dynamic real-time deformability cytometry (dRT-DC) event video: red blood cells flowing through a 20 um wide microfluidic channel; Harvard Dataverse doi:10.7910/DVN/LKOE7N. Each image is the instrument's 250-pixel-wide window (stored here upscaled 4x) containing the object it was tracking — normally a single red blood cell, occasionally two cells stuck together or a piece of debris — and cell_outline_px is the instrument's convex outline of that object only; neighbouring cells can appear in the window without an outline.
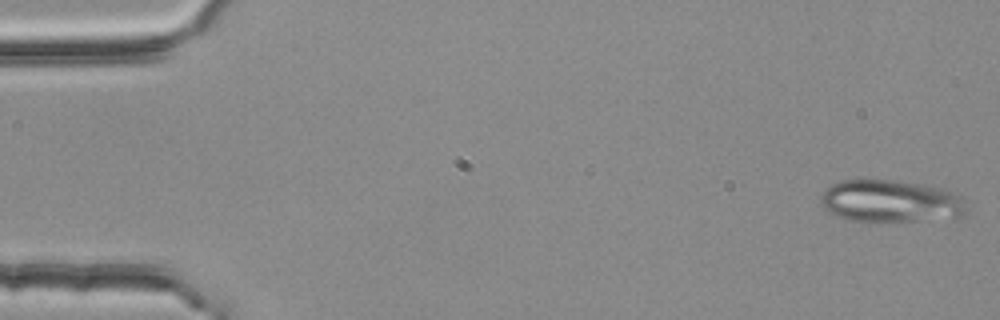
{"species": "common noctule bat (a hibernating species)", "species_latin": "Nyctalus noctula", "temperature_condition": "room temperature", "stored_images_in_passage": 4, "camera_frame_rate_fps": 3000, "um_per_image_px": 0.085, "animal": {"sex": "female", "body_mass_g": 25.1}, "frame": {"image": 1, "passage_image": 1, "time_ms": 0.0, "image_size_px": [1000, 320], "cell_outline_px": [[964, 212], [960, 216], [916, 220], [852, 220], [828, 212], [820, 204], [820, 196], [824, 188], [840, 180], [896, 180], [924, 184], [956, 192], [964, 196]], "centroid_in_image_um": [75.67, 17.06], "position_along_channel_um": 9.3, "area_um2": 35.55}}